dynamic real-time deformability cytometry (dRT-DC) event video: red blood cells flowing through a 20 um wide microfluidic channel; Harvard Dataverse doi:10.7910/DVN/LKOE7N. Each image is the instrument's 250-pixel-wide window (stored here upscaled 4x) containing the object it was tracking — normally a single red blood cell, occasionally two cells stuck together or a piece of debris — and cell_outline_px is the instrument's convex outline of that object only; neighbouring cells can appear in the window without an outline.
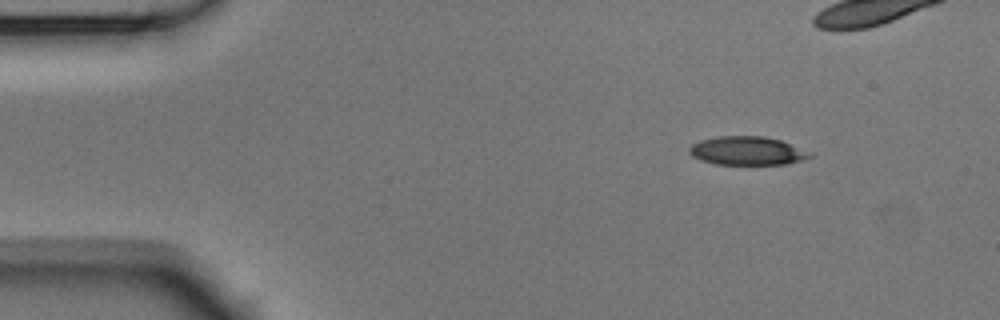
{"species": "Egyptian fruit bat (a non-hibernating species)", "species_latin": "Rousettus aegyptiacus", "temperature_condition": "room temperature", "stored_images_in_passage": 6, "camera_frame_rate_fps": 3000, "um_per_image_px": 0.085, "animal": {"sex": "male"}, "frame": {"image": 1, "passage_image": 1, "time_ms": 0.0, "image_size_px": [1000, 320], "cell_outline_px": [[812, 156], [804, 160], [784, 164], [716, 164], [700, 160], [692, 156], [688, 152], [688, 148], [692, 144], [700, 140], [716, 136], [764, 136], [780, 140], [812, 152]], "centroid_in_image_um": [63.5, 12.81], "position_along_channel_um": 21.5, "area_um2": 20.17}}
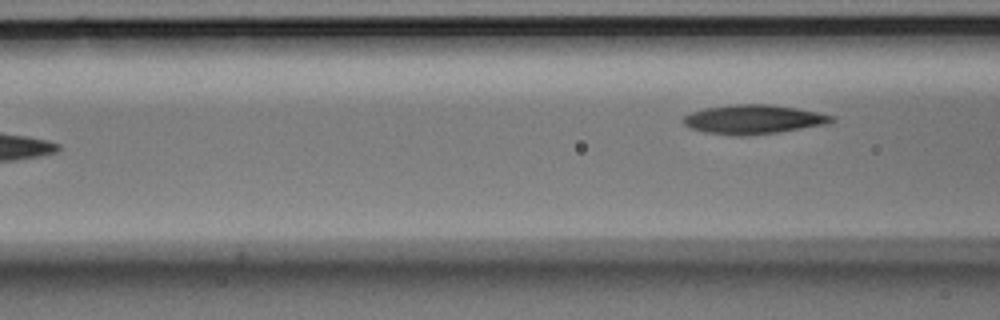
{"frame": {"image": 2, "passage_image": 6, "time_ms": 1.667, "image_size_px": [1000, 320], "cell_outline_px": [[836, 120], [828, 124], [780, 132], [740, 136], [736, 136], [704, 132], [692, 128], [684, 124], [684, 116], [692, 112], [704, 108], [736, 104], [768, 104], [796, 108], [836, 116]], "centroid_in_image_um": [64.08, 10.15], "position_along_channel_um": 102.5, "area_um2": 25.14}}